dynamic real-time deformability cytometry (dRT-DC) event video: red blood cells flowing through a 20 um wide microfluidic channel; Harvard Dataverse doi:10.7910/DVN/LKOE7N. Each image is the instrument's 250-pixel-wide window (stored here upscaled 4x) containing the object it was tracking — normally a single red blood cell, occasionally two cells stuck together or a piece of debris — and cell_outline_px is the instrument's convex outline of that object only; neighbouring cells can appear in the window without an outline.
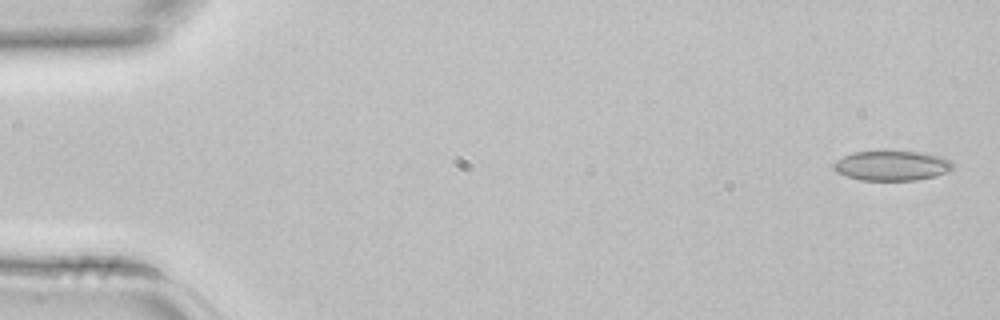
{"species": "common noctule bat (a hibernating species)", "species_latin": "Nyctalus noctula", "temperature_condition": "room temperature", "stored_images_in_passage": 3, "camera_frame_rate_fps": 3000, "um_per_image_px": 0.085, "animal": {"sex": "female", "body_mass_g": 22.7, "forearm_length_mm": 54.2}, "frame": {"image": 1, "passage_image": 1, "time_ms": 0.0, "image_size_px": [1000, 320], "cell_outline_px": [[952, 168], [948, 172], [936, 176], [916, 180], [860, 180], [836, 172], [832, 168], [832, 164], [836, 160], [852, 152], [884, 148], [920, 152], [944, 156], [952, 160]], "centroid_in_image_um": [75.8, 14.03], "position_along_channel_um": 9.2, "area_um2": 21.73}}
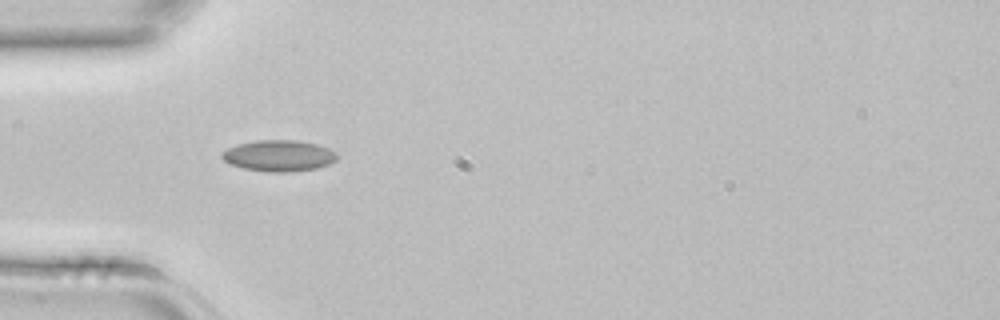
{"frame": {"image": 2, "passage_image": 3, "time_ms": 0.667, "image_size_px": [1000, 320], "cell_outline_px": [[340, 156], [336, 160], [328, 164], [316, 168], [288, 172], [268, 172], [244, 168], [232, 164], [224, 160], [220, 156], [220, 152], [236, 144], [256, 140], [296, 140], [316, 144], [328, 148], [336, 152]], "centroid_in_image_um": [23.7, 13.23], "position_along_channel_um": 61.3, "area_um2": 20.98}}